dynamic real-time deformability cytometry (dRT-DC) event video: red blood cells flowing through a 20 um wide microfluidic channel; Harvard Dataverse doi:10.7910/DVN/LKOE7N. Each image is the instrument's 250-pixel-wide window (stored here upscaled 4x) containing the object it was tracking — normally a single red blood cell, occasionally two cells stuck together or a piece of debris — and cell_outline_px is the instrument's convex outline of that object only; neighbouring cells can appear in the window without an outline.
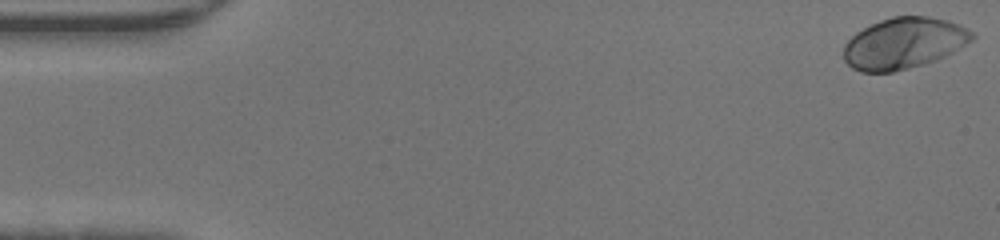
{"species": "human", "species_latin": "Homo sapiens", "temperature_condition": "warm", "stored_images_in_passage": 46, "camera_frame_rate_fps": 3000, "um_per_image_px": 0.085, "donor": {"sex": "male"}, "frame": {"image": 1, "passage_image": 1, "time_ms": 0.0, "image_size_px": [1000, 240], "cell_outline_px": [[976, 36], [972, 40], [952, 52], [936, 60], [924, 64], [892, 72], [860, 72], [852, 68], [844, 60], [844, 44], [856, 32], [880, 20], [892, 16], [928, 16], [948, 20], [960, 24], [968, 28]], "centroid_in_image_um": [76.83, 3.67], "position_along_channel_um": 8.2, "area_um2": 38.32}}
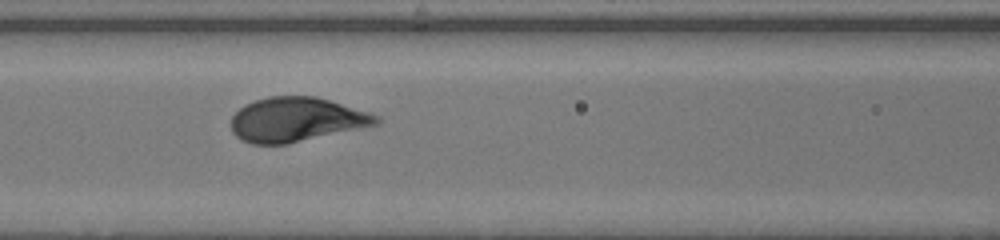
{"frame": {"image": 2, "passage_image": 20, "time_ms": 6.333, "image_size_px": [1000, 240], "cell_outline_px": [[380, 124], [288, 144], [252, 144], [240, 140], [232, 132], [232, 116], [244, 104], [268, 96], [316, 96], [368, 112], [380, 116]], "centroid_in_image_um": [25.19, 10.17], "position_along_channel_um": 141.4, "area_um2": 37.57}}
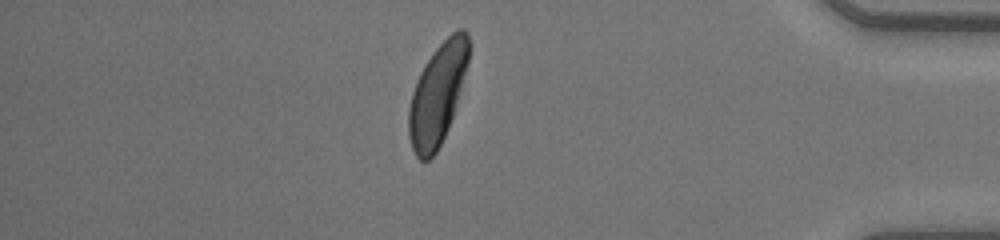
{"frame": {"image": 3, "passage_image": 40, "time_ms": 13.0, "image_size_px": [1000, 240], "cell_outline_px": [[472, 44], [468, 64], [452, 116], [448, 128], [436, 152], [428, 160], [420, 160], [416, 156], [412, 148], [408, 136], [408, 108], [412, 92], [416, 80], [424, 64], [432, 52], [456, 28], [464, 28], [468, 32]], "centroid_in_image_um": [37.2, 7.94], "position_along_channel_um": 398.0, "area_um2": 35.55}}